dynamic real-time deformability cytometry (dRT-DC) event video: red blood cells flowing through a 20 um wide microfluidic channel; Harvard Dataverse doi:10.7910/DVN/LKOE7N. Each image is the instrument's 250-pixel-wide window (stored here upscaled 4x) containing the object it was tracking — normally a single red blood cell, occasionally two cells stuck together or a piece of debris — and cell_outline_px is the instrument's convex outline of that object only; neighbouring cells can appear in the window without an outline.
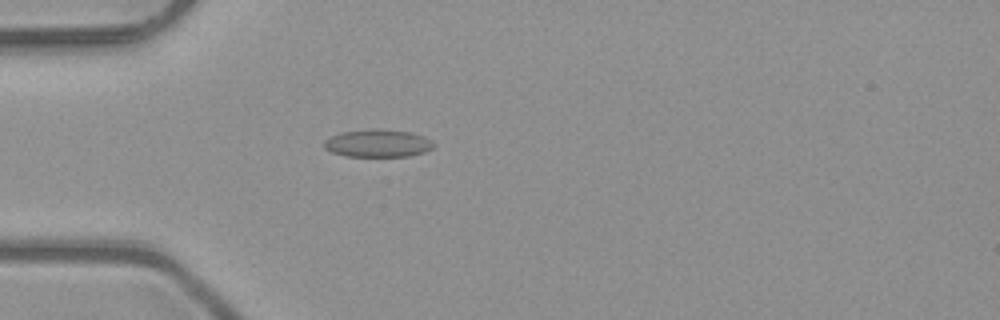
{"species": "common noctule bat (a hibernating species)", "species_latin": "Nyctalus noctula", "temperature_condition": "room temperature", "stored_images_in_passage": 4, "camera_frame_rate_fps": 3000, "um_per_image_px": 0.085, "animal": {"sex": "male", "body_mass_g": 23.1, "forearm_length_mm": 52.7}, "frame": {"image": 1, "passage_image": 4, "time_ms": 1.0, "image_size_px": [1000, 320], "cell_outline_px": [[436, 144], [432, 148], [424, 152], [408, 156], [344, 156], [332, 152], [324, 148], [324, 140], [340, 132], [372, 128], [380, 128], [412, 132], [424, 136], [432, 140]], "centroid_in_image_um": [32.13, 12.16], "position_along_channel_um": 52.9, "area_um2": 17.92}}